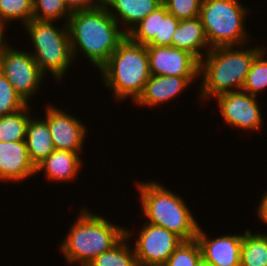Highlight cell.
I'll return each instance as SVG.
<instances>
[{"label":"cell","mask_w":267,"mask_h":266,"mask_svg":"<svg viewBox=\"0 0 267 266\" xmlns=\"http://www.w3.org/2000/svg\"><path fill=\"white\" fill-rule=\"evenodd\" d=\"M67 26L73 60L78 51L83 52L97 69L109 60L127 37L125 28L119 29V24L103 3L90 10L73 12Z\"/></svg>","instance_id":"1"},{"label":"cell","mask_w":267,"mask_h":266,"mask_svg":"<svg viewBox=\"0 0 267 266\" xmlns=\"http://www.w3.org/2000/svg\"><path fill=\"white\" fill-rule=\"evenodd\" d=\"M235 47L219 46L211 48L199 61V76H203L200 85V99L206 100L209 97H216L223 93L242 90L254 58L264 48L258 46L243 49L241 47L244 46H239L240 50H236Z\"/></svg>","instance_id":"2"},{"label":"cell","mask_w":267,"mask_h":266,"mask_svg":"<svg viewBox=\"0 0 267 266\" xmlns=\"http://www.w3.org/2000/svg\"><path fill=\"white\" fill-rule=\"evenodd\" d=\"M99 71L116 101L131 97L135 102L151 76L147 46L127 36Z\"/></svg>","instance_id":"3"},{"label":"cell","mask_w":267,"mask_h":266,"mask_svg":"<svg viewBox=\"0 0 267 266\" xmlns=\"http://www.w3.org/2000/svg\"><path fill=\"white\" fill-rule=\"evenodd\" d=\"M84 209V210H83ZM60 249L67 263L87 266L95 257L110 250L125 236V227L82 208Z\"/></svg>","instance_id":"4"},{"label":"cell","mask_w":267,"mask_h":266,"mask_svg":"<svg viewBox=\"0 0 267 266\" xmlns=\"http://www.w3.org/2000/svg\"><path fill=\"white\" fill-rule=\"evenodd\" d=\"M160 184L151 180L137 184L146 223L163 227L183 241L196 239L199 225L185 201Z\"/></svg>","instance_id":"5"},{"label":"cell","mask_w":267,"mask_h":266,"mask_svg":"<svg viewBox=\"0 0 267 266\" xmlns=\"http://www.w3.org/2000/svg\"><path fill=\"white\" fill-rule=\"evenodd\" d=\"M248 9L238 0H203L199 18L211 48L246 46L249 35L244 27Z\"/></svg>","instance_id":"6"},{"label":"cell","mask_w":267,"mask_h":266,"mask_svg":"<svg viewBox=\"0 0 267 266\" xmlns=\"http://www.w3.org/2000/svg\"><path fill=\"white\" fill-rule=\"evenodd\" d=\"M0 72L26 104L45 78L30 52L16 50L9 45L0 58Z\"/></svg>","instance_id":"7"},{"label":"cell","mask_w":267,"mask_h":266,"mask_svg":"<svg viewBox=\"0 0 267 266\" xmlns=\"http://www.w3.org/2000/svg\"><path fill=\"white\" fill-rule=\"evenodd\" d=\"M133 247L138 266H163L183 241L167 229L144 223Z\"/></svg>","instance_id":"8"},{"label":"cell","mask_w":267,"mask_h":266,"mask_svg":"<svg viewBox=\"0 0 267 266\" xmlns=\"http://www.w3.org/2000/svg\"><path fill=\"white\" fill-rule=\"evenodd\" d=\"M218 108L228 126L246 131L259 130L262 127V113L256 96L244 91H234L215 97Z\"/></svg>","instance_id":"9"},{"label":"cell","mask_w":267,"mask_h":266,"mask_svg":"<svg viewBox=\"0 0 267 266\" xmlns=\"http://www.w3.org/2000/svg\"><path fill=\"white\" fill-rule=\"evenodd\" d=\"M153 76L199 77V61L189 52L172 46L147 45Z\"/></svg>","instance_id":"10"},{"label":"cell","mask_w":267,"mask_h":266,"mask_svg":"<svg viewBox=\"0 0 267 266\" xmlns=\"http://www.w3.org/2000/svg\"><path fill=\"white\" fill-rule=\"evenodd\" d=\"M46 118L55 149L80 154L84 148L86 127L78 118L47 104Z\"/></svg>","instance_id":"11"},{"label":"cell","mask_w":267,"mask_h":266,"mask_svg":"<svg viewBox=\"0 0 267 266\" xmlns=\"http://www.w3.org/2000/svg\"><path fill=\"white\" fill-rule=\"evenodd\" d=\"M206 235L199 227L196 240L204 261L215 266H240L243 235H223L212 240Z\"/></svg>","instance_id":"12"},{"label":"cell","mask_w":267,"mask_h":266,"mask_svg":"<svg viewBox=\"0 0 267 266\" xmlns=\"http://www.w3.org/2000/svg\"><path fill=\"white\" fill-rule=\"evenodd\" d=\"M36 174V167L30 160L26 141H0V181L21 182Z\"/></svg>","instance_id":"13"},{"label":"cell","mask_w":267,"mask_h":266,"mask_svg":"<svg viewBox=\"0 0 267 266\" xmlns=\"http://www.w3.org/2000/svg\"><path fill=\"white\" fill-rule=\"evenodd\" d=\"M196 78L198 79L199 77L151 75L135 104L156 107V105L159 106L161 103L169 102L181 94L188 84L194 82Z\"/></svg>","instance_id":"14"},{"label":"cell","mask_w":267,"mask_h":266,"mask_svg":"<svg viewBox=\"0 0 267 266\" xmlns=\"http://www.w3.org/2000/svg\"><path fill=\"white\" fill-rule=\"evenodd\" d=\"M172 47L189 52L198 61L204 56L200 50L203 49L205 55L211 50L199 16L179 21L173 33Z\"/></svg>","instance_id":"15"},{"label":"cell","mask_w":267,"mask_h":266,"mask_svg":"<svg viewBox=\"0 0 267 266\" xmlns=\"http://www.w3.org/2000/svg\"><path fill=\"white\" fill-rule=\"evenodd\" d=\"M102 3L120 26V21L125 23L123 25H127L125 33L128 34L141 20L160 6L162 0H102Z\"/></svg>","instance_id":"16"},{"label":"cell","mask_w":267,"mask_h":266,"mask_svg":"<svg viewBox=\"0 0 267 266\" xmlns=\"http://www.w3.org/2000/svg\"><path fill=\"white\" fill-rule=\"evenodd\" d=\"M81 162L78 153L55 149L36 166V174L44 170L46 179L51 181H73L82 167Z\"/></svg>","instance_id":"17"},{"label":"cell","mask_w":267,"mask_h":266,"mask_svg":"<svg viewBox=\"0 0 267 266\" xmlns=\"http://www.w3.org/2000/svg\"><path fill=\"white\" fill-rule=\"evenodd\" d=\"M33 47L35 52L31 54L44 75L50 72L55 79L60 80L73 63L70 44Z\"/></svg>","instance_id":"18"},{"label":"cell","mask_w":267,"mask_h":266,"mask_svg":"<svg viewBox=\"0 0 267 266\" xmlns=\"http://www.w3.org/2000/svg\"><path fill=\"white\" fill-rule=\"evenodd\" d=\"M25 141L30 160L35 167L55 150L45 119L30 118Z\"/></svg>","instance_id":"19"},{"label":"cell","mask_w":267,"mask_h":266,"mask_svg":"<svg viewBox=\"0 0 267 266\" xmlns=\"http://www.w3.org/2000/svg\"><path fill=\"white\" fill-rule=\"evenodd\" d=\"M53 21L32 19L24 28L32 39L33 46H49L57 44H70L68 26L56 28Z\"/></svg>","instance_id":"20"},{"label":"cell","mask_w":267,"mask_h":266,"mask_svg":"<svg viewBox=\"0 0 267 266\" xmlns=\"http://www.w3.org/2000/svg\"><path fill=\"white\" fill-rule=\"evenodd\" d=\"M131 233V230L125 228V236L110 250L95 257L87 266H138L134 249L128 244Z\"/></svg>","instance_id":"21"},{"label":"cell","mask_w":267,"mask_h":266,"mask_svg":"<svg viewBox=\"0 0 267 266\" xmlns=\"http://www.w3.org/2000/svg\"><path fill=\"white\" fill-rule=\"evenodd\" d=\"M240 266H267V234H253L244 231Z\"/></svg>","instance_id":"22"},{"label":"cell","mask_w":267,"mask_h":266,"mask_svg":"<svg viewBox=\"0 0 267 266\" xmlns=\"http://www.w3.org/2000/svg\"><path fill=\"white\" fill-rule=\"evenodd\" d=\"M29 104L23 109L0 117V141L19 142L25 141L27 126L30 120Z\"/></svg>","instance_id":"23"},{"label":"cell","mask_w":267,"mask_h":266,"mask_svg":"<svg viewBox=\"0 0 267 266\" xmlns=\"http://www.w3.org/2000/svg\"><path fill=\"white\" fill-rule=\"evenodd\" d=\"M267 49L264 48L253 60L248 72L242 91L250 95L257 96L258 92L267 88V59L264 53Z\"/></svg>","instance_id":"24"},{"label":"cell","mask_w":267,"mask_h":266,"mask_svg":"<svg viewBox=\"0 0 267 266\" xmlns=\"http://www.w3.org/2000/svg\"><path fill=\"white\" fill-rule=\"evenodd\" d=\"M33 19V0H0V23L19 20L23 25Z\"/></svg>","instance_id":"25"},{"label":"cell","mask_w":267,"mask_h":266,"mask_svg":"<svg viewBox=\"0 0 267 266\" xmlns=\"http://www.w3.org/2000/svg\"><path fill=\"white\" fill-rule=\"evenodd\" d=\"M160 6L141 20L127 36L136 43L147 46L155 37H159Z\"/></svg>","instance_id":"26"},{"label":"cell","mask_w":267,"mask_h":266,"mask_svg":"<svg viewBox=\"0 0 267 266\" xmlns=\"http://www.w3.org/2000/svg\"><path fill=\"white\" fill-rule=\"evenodd\" d=\"M71 14L65 0H33V19L54 22L64 17L65 25Z\"/></svg>","instance_id":"27"},{"label":"cell","mask_w":267,"mask_h":266,"mask_svg":"<svg viewBox=\"0 0 267 266\" xmlns=\"http://www.w3.org/2000/svg\"><path fill=\"white\" fill-rule=\"evenodd\" d=\"M201 259V249L196 239L182 241L163 266H197Z\"/></svg>","instance_id":"28"},{"label":"cell","mask_w":267,"mask_h":266,"mask_svg":"<svg viewBox=\"0 0 267 266\" xmlns=\"http://www.w3.org/2000/svg\"><path fill=\"white\" fill-rule=\"evenodd\" d=\"M26 105L12 84L0 72V117L15 113Z\"/></svg>","instance_id":"29"},{"label":"cell","mask_w":267,"mask_h":266,"mask_svg":"<svg viewBox=\"0 0 267 266\" xmlns=\"http://www.w3.org/2000/svg\"><path fill=\"white\" fill-rule=\"evenodd\" d=\"M177 19L171 13H168L166 6L160 5V27L159 37H155L148 45L154 46H172L173 33L179 24Z\"/></svg>","instance_id":"30"},{"label":"cell","mask_w":267,"mask_h":266,"mask_svg":"<svg viewBox=\"0 0 267 266\" xmlns=\"http://www.w3.org/2000/svg\"><path fill=\"white\" fill-rule=\"evenodd\" d=\"M203 0H162L168 13L177 19H191L199 16Z\"/></svg>","instance_id":"31"},{"label":"cell","mask_w":267,"mask_h":266,"mask_svg":"<svg viewBox=\"0 0 267 266\" xmlns=\"http://www.w3.org/2000/svg\"><path fill=\"white\" fill-rule=\"evenodd\" d=\"M71 13L76 11L90 10L102 3V0H65Z\"/></svg>","instance_id":"32"},{"label":"cell","mask_w":267,"mask_h":266,"mask_svg":"<svg viewBox=\"0 0 267 266\" xmlns=\"http://www.w3.org/2000/svg\"><path fill=\"white\" fill-rule=\"evenodd\" d=\"M259 206L257 208L258 217L263 221V223L267 225V191L262 196L261 201L259 202Z\"/></svg>","instance_id":"33"},{"label":"cell","mask_w":267,"mask_h":266,"mask_svg":"<svg viewBox=\"0 0 267 266\" xmlns=\"http://www.w3.org/2000/svg\"><path fill=\"white\" fill-rule=\"evenodd\" d=\"M6 25L1 24L0 23V58L2 56V54L4 53V50L6 49V47L8 46L7 42L5 41V37H4V30L6 31ZM6 42V43H5Z\"/></svg>","instance_id":"34"},{"label":"cell","mask_w":267,"mask_h":266,"mask_svg":"<svg viewBox=\"0 0 267 266\" xmlns=\"http://www.w3.org/2000/svg\"><path fill=\"white\" fill-rule=\"evenodd\" d=\"M197 266H215V265L207 263L206 261L201 259L200 262L197 264Z\"/></svg>","instance_id":"35"}]
</instances>
